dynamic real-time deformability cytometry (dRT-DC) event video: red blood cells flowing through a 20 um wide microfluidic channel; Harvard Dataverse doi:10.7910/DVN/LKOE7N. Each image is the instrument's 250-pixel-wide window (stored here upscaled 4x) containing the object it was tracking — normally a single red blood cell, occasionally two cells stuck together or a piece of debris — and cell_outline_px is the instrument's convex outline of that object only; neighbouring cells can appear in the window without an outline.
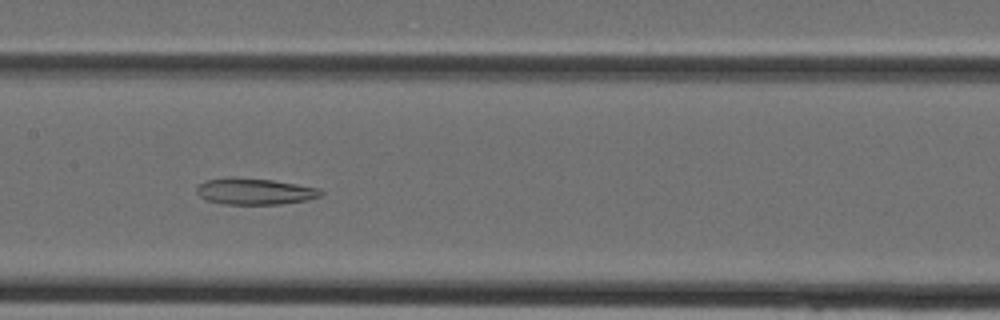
{"species": "Egyptian fruit bat (a non-hibernating species)", "species_latin": "Rousettus aegyptiacus", "temperature_condition": "cold", "stored_images_in_passage": 39, "camera_frame_rate_fps": 3000, "um_per_image_px": 0.085, "animal": {"sex": "female"}, "frame": {"image": 1, "passage_image": 19, "time_ms": 6.0, "image_size_px": [1000, 320], "cell_outline_px": [[324, 196], [308, 200], [280, 204], [224, 204], [208, 200], [200, 196], [196, 192], [196, 188], [204, 180], [232, 176], [272, 180], [320, 188], [324, 192]], "centroid_in_image_um": [21.68, 16.26], "position_along_channel_um": 185.7, "area_um2": 19.31}}
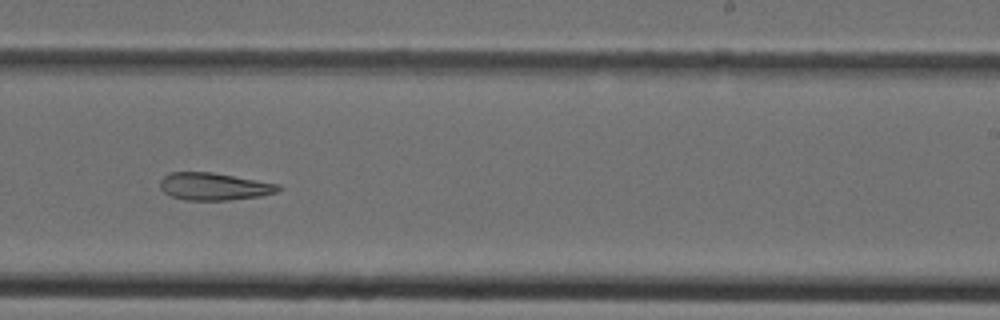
{"frame": {"image": 2, "passage_image": 24, "time_ms": 7.667, "image_size_px": [1000, 320], "cell_outline_px": [[280, 188], [276, 192], [260, 196], [228, 200], [184, 200], [172, 196], [164, 192], [160, 188], [160, 180], [164, 176], [172, 172], [212, 172], [280, 184]], "centroid_in_image_um": [18.18, 15.85], "position_along_channel_um": 270.8, "area_um2": 18.79}}
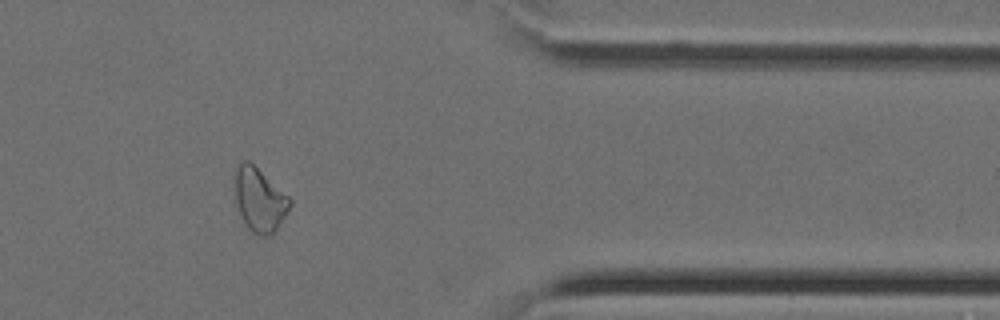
{"frame": {"image": 3, "passage_image": 32, "time_ms": 10.333, "image_size_px": [1000, 320], "cell_outline_px": [[292, 204], [288, 212], [276, 228], [272, 232], [264, 236], [260, 236], [252, 232], [248, 228], [236, 204], [232, 176], [240, 160], [248, 160], [288, 196], [292, 200]], "centroid_in_image_um": [22.01, 16.93], "position_along_channel_um": 389.4, "area_um2": 20.35}}